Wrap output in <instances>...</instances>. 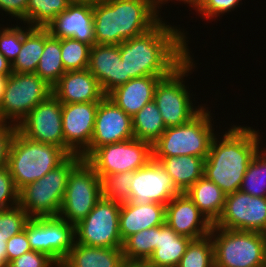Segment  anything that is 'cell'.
I'll use <instances>...</instances> for the list:
<instances>
[{"label": "cell", "mask_w": 266, "mask_h": 267, "mask_svg": "<svg viewBox=\"0 0 266 267\" xmlns=\"http://www.w3.org/2000/svg\"><path fill=\"white\" fill-rule=\"evenodd\" d=\"M162 20L149 31L119 44L125 83L142 76H168L190 56L184 30Z\"/></svg>", "instance_id": "cell-1"}, {"label": "cell", "mask_w": 266, "mask_h": 267, "mask_svg": "<svg viewBox=\"0 0 266 267\" xmlns=\"http://www.w3.org/2000/svg\"><path fill=\"white\" fill-rule=\"evenodd\" d=\"M256 129L233 125L218 140L214 136L204 162V176L228 195L240 190L248 166L260 149Z\"/></svg>", "instance_id": "cell-2"}, {"label": "cell", "mask_w": 266, "mask_h": 267, "mask_svg": "<svg viewBox=\"0 0 266 267\" xmlns=\"http://www.w3.org/2000/svg\"><path fill=\"white\" fill-rule=\"evenodd\" d=\"M161 19L152 0H98L93 4L95 44L119 45L149 31Z\"/></svg>", "instance_id": "cell-3"}, {"label": "cell", "mask_w": 266, "mask_h": 267, "mask_svg": "<svg viewBox=\"0 0 266 267\" xmlns=\"http://www.w3.org/2000/svg\"><path fill=\"white\" fill-rule=\"evenodd\" d=\"M69 156L63 148L33 141L16 130L9 146L7 167L20 191L57 168Z\"/></svg>", "instance_id": "cell-4"}, {"label": "cell", "mask_w": 266, "mask_h": 267, "mask_svg": "<svg viewBox=\"0 0 266 267\" xmlns=\"http://www.w3.org/2000/svg\"><path fill=\"white\" fill-rule=\"evenodd\" d=\"M81 155H70L61 165L41 179L24 186L19 191V206L30 218L59 215L67 180L72 169L82 160Z\"/></svg>", "instance_id": "cell-5"}, {"label": "cell", "mask_w": 266, "mask_h": 267, "mask_svg": "<svg viewBox=\"0 0 266 267\" xmlns=\"http://www.w3.org/2000/svg\"><path fill=\"white\" fill-rule=\"evenodd\" d=\"M207 109V110H206ZM211 113L204 108L186 124L168 127L152 145L153 157L195 156L207 158L215 135Z\"/></svg>", "instance_id": "cell-6"}, {"label": "cell", "mask_w": 266, "mask_h": 267, "mask_svg": "<svg viewBox=\"0 0 266 267\" xmlns=\"http://www.w3.org/2000/svg\"><path fill=\"white\" fill-rule=\"evenodd\" d=\"M215 267H265L266 234L212 225Z\"/></svg>", "instance_id": "cell-7"}, {"label": "cell", "mask_w": 266, "mask_h": 267, "mask_svg": "<svg viewBox=\"0 0 266 267\" xmlns=\"http://www.w3.org/2000/svg\"><path fill=\"white\" fill-rule=\"evenodd\" d=\"M191 56L157 83L153 100L166 128L186 124L204 109L201 105L193 106L190 91L183 81L184 77L188 76L194 67L196 68Z\"/></svg>", "instance_id": "cell-8"}, {"label": "cell", "mask_w": 266, "mask_h": 267, "mask_svg": "<svg viewBox=\"0 0 266 267\" xmlns=\"http://www.w3.org/2000/svg\"><path fill=\"white\" fill-rule=\"evenodd\" d=\"M51 95L52 86L36 73L12 72L0 102V121L18 126L36 105Z\"/></svg>", "instance_id": "cell-9"}, {"label": "cell", "mask_w": 266, "mask_h": 267, "mask_svg": "<svg viewBox=\"0 0 266 267\" xmlns=\"http://www.w3.org/2000/svg\"><path fill=\"white\" fill-rule=\"evenodd\" d=\"M102 197L100 177L82 159L70 172L59 217L76 225L84 219Z\"/></svg>", "instance_id": "cell-10"}, {"label": "cell", "mask_w": 266, "mask_h": 267, "mask_svg": "<svg viewBox=\"0 0 266 267\" xmlns=\"http://www.w3.org/2000/svg\"><path fill=\"white\" fill-rule=\"evenodd\" d=\"M121 203L101 197L89 214L75 225V243L94 247L122 248L119 232Z\"/></svg>", "instance_id": "cell-11"}, {"label": "cell", "mask_w": 266, "mask_h": 267, "mask_svg": "<svg viewBox=\"0 0 266 267\" xmlns=\"http://www.w3.org/2000/svg\"><path fill=\"white\" fill-rule=\"evenodd\" d=\"M151 159H153L152 145L133 138L98 147L86 161L101 178L103 175L134 172Z\"/></svg>", "instance_id": "cell-12"}, {"label": "cell", "mask_w": 266, "mask_h": 267, "mask_svg": "<svg viewBox=\"0 0 266 267\" xmlns=\"http://www.w3.org/2000/svg\"><path fill=\"white\" fill-rule=\"evenodd\" d=\"M30 248L61 265L75 244V225L56 217L30 218L26 223Z\"/></svg>", "instance_id": "cell-13"}, {"label": "cell", "mask_w": 266, "mask_h": 267, "mask_svg": "<svg viewBox=\"0 0 266 267\" xmlns=\"http://www.w3.org/2000/svg\"><path fill=\"white\" fill-rule=\"evenodd\" d=\"M214 226L266 234V197L240 190L226 195L223 212Z\"/></svg>", "instance_id": "cell-14"}, {"label": "cell", "mask_w": 266, "mask_h": 267, "mask_svg": "<svg viewBox=\"0 0 266 267\" xmlns=\"http://www.w3.org/2000/svg\"><path fill=\"white\" fill-rule=\"evenodd\" d=\"M17 130L33 141L64 149L62 103L52 94L27 114Z\"/></svg>", "instance_id": "cell-15"}, {"label": "cell", "mask_w": 266, "mask_h": 267, "mask_svg": "<svg viewBox=\"0 0 266 267\" xmlns=\"http://www.w3.org/2000/svg\"><path fill=\"white\" fill-rule=\"evenodd\" d=\"M134 138L132 117L105 96L98 105L90 146L81 154L86 160L98 147Z\"/></svg>", "instance_id": "cell-16"}, {"label": "cell", "mask_w": 266, "mask_h": 267, "mask_svg": "<svg viewBox=\"0 0 266 267\" xmlns=\"http://www.w3.org/2000/svg\"><path fill=\"white\" fill-rule=\"evenodd\" d=\"M180 193L161 164L151 159L145 166L133 172L128 202L166 205Z\"/></svg>", "instance_id": "cell-17"}, {"label": "cell", "mask_w": 266, "mask_h": 267, "mask_svg": "<svg viewBox=\"0 0 266 267\" xmlns=\"http://www.w3.org/2000/svg\"><path fill=\"white\" fill-rule=\"evenodd\" d=\"M99 102L62 104L64 150L81 155L91 143Z\"/></svg>", "instance_id": "cell-18"}, {"label": "cell", "mask_w": 266, "mask_h": 267, "mask_svg": "<svg viewBox=\"0 0 266 267\" xmlns=\"http://www.w3.org/2000/svg\"><path fill=\"white\" fill-rule=\"evenodd\" d=\"M165 222L179 235L193 240L210 234L212 224L183 192L166 204Z\"/></svg>", "instance_id": "cell-19"}, {"label": "cell", "mask_w": 266, "mask_h": 267, "mask_svg": "<svg viewBox=\"0 0 266 267\" xmlns=\"http://www.w3.org/2000/svg\"><path fill=\"white\" fill-rule=\"evenodd\" d=\"M87 69L98 80L106 96L125 84V68L119 45L94 44L90 48Z\"/></svg>", "instance_id": "cell-20"}, {"label": "cell", "mask_w": 266, "mask_h": 267, "mask_svg": "<svg viewBox=\"0 0 266 267\" xmlns=\"http://www.w3.org/2000/svg\"><path fill=\"white\" fill-rule=\"evenodd\" d=\"M47 28L54 37L72 38L92 47L95 44L93 5L70 4Z\"/></svg>", "instance_id": "cell-21"}, {"label": "cell", "mask_w": 266, "mask_h": 267, "mask_svg": "<svg viewBox=\"0 0 266 267\" xmlns=\"http://www.w3.org/2000/svg\"><path fill=\"white\" fill-rule=\"evenodd\" d=\"M52 94L62 104L100 102L106 96L88 69L67 71L52 87Z\"/></svg>", "instance_id": "cell-22"}, {"label": "cell", "mask_w": 266, "mask_h": 267, "mask_svg": "<svg viewBox=\"0 0 266 267\" xmlns=\"http://www.w3.org/2000/svg\"><path fill=\"white\" fill-rule=\"evenodd\" d=\"M166 205L155 202H122L119 214V232L124 242L131 235L165 223Z\"/></svg>", "instance_id": "cell-23"}, {"label": "cell", "mask_w": 266, "mask_h": 267, "mask_svg": "<svg viewBox=\"0 0 266 267\" xmlns=\"http://www.w3.org/2000/svg\"><path fill=\"white\" fill-rule=\"evenodd\" d=\"M167 76H142L112 90L110 98L125 113L133 117L145 104L154 99L157 83Z\"/></svg>", "instance_id": "cell-24"}, {"label": "cell", "mask_w": 266, "mask_h": 267, "mask_svg": "<svg viewBox=\"0 0 266 267\" xmlns=\"http://www.w3.org/2000/svg\"><path fill=\"white\" fill-rule=\"evenodd\" d=\"M192 240L177 234L165 222L157 226V247L146 262L151 267H177Z\"/></svg>", "instance_id": "cell-25"}, {"label": "cell", "mask_w": 266, "mask_h": 267, "mask_svg": "<svg viewBox=\"0 0 266 267\" xmlns=\"http://www.w3.org/2000/svg\"><path fill=\"white\" fill-rule=\"evenodd\" d=\"M122 248L94 247L75 243L61 267H120Z\"/></svg>", "instance_id": "cell-26"}, {"label": "cell", "mask_w": 266, "mask_h": 267, "mask_svg": "<svg viewBox=\"0 0 266 267\" xmlns=\"http://www.w3.org/2000/svg\"><path fill=\"white\" fill-rule=\"evenodd\" d=\"M171 176L176 188L186 192L197 180L204 176L205 158L195 156L153 157Z\"/></svg>", "instance_id": "cell-27"}, {"label": "cell", "mask_w": 266, "mask_h": 267, "mask_svg": "<svg viewBox=\"0 0 266 267\" xmlns=\"http://www.w3.org/2000/svg\"><path fill=\"white\" fill-rule=\"evenodd\" d=\"M185 193L212 225L218 221L225 206L226 194L214 182L203 176Z\"/></svg>", "instance_id": "cell-28"}, {"label": "cell", "mask_w": 266, "mask_h": 267, "mask_svg": "<svg viewBox=\"0 0 266 267\" xmlns=\"http://www.w3.org/2000/svg\"><path fill=\"white\" fill-rule=\"evenodd\" d=\"M27 27L24 29L21 51L11 64L15 73H35L44 51L45 27Z\"/></svg>", "instance_id": "cell-29"}, {"label": "cell", "mask_w": 266, "mask_h": 267, "mask_svg": "<svg viewBox=\"0 0 266 267\" xmlns=\"http://www.w3.org/2000/svg\"><path fill=\"white\" fill-rule=\"evenodd\" d=\"M35 73L52 87L66 73L62 62L61 39L54 37L47 27L44 51Z\"/></svg>", "instance_id": "cell-30"}, {"label": "cell", "mask_w": 266, "mask_h": 267, "mask_svg": "<svg viewBox=\"0 0 266 267\" xmlns=\"http://www.w3.org/2000/svg\"><path fill=\"white\" fill-rule=\"evenodd\" d=\"M134 139L153 145L164 133L166 126L154 100L148 102L132 117Z\"/></svg>", "instance_id": "cell-31"}, {"label": "cell", "mask_w": 266, "mask_h": 267, "mask_svg": "<svg viewBox=\"0 0 266 267\" xmlns=\"http://www.w3.org/2000/svg\"><path fill=\"white\" fill-rule=\"evenodd\" d=\"M157 247V227L137 232L123 242V257L129 261H147Z\"/></svg>", "instance_id": "cell-32"}, {"label": "cell", "mask_w": 266, "mask_h": 267, "mask_svg": "<svg viewBox=\"0 0 266 267\" xmlns=\"http://www.w3.org/2000/svg\"><path fill=\"white\" fill-rule=\"evenodd\" d=\"M69 5L67 0H29L26 23L30 27H47Z\"/></svg>", "instance_id": "cell-33"}, {"label": "cell", "mask_w": 266, "mask_h": 267, "mask_svg": "<svg viewBox=\"0 0 266 267\" xmlns=\"http://www.w3.org/2000/svg\"><path fill=\"white\" fill-rule=\"evenodd\" d=\"M240 191L255 197H266V151L264 149L258 150L252 158L243 177Z\"/></svg>", "instance_id": "cell-34"}, {"label": "cell", "mask_w": 266, "mask_h": 267, "mask_svg": "<svg viewBox=\"0 0 266 267\" xmlns=\"http://www.w3.org/2000/svg\"><path fill=\"white\" fill-rule=\"evenodd\" d=\"M177 267H215L214 245L211 236L192 240Z\"/></svg>", "instance_id": "cell-35"}, {"label": "cell", "mask_w": 266, "mask_h": 267, "mask_svg": "<svg viewBox=\"0 0 266 267\" xmlns=\"http://www.w3.org/2000/svg\"><path fill=\"white\" fill-rule=\"evenodd\" d=\"M29 219L19 205L0 210V251H6L7 240L21 233Z\"/></svg>", "instance_id": "cell-36"}, {"label": "cell", "mask_w": 266, "mask_h": 267, "mask_svg": "<svg viewBox=\"0 0 266 267\" xmlns=\"http://www.w3.org/2000/svg\"><path fill=\"white\" fill-rule=\"evenodd\" d=\"M91 46L72 38H61L62 62L65 71L88 68Z\"/></svg>", "instance_id": "cell-37"}, {"label": "cell", "mask_w": 266, "mask_h": 267, "mask_svg": "<svg viewBox=\"0 0 266 267\" xmlns=\"http://www.w3.org/2000/svg\"><path fill=\"white\" fill-rule=\"evenodd\" d=\"M132 181L133 171L103 175L100 178L102 197L120 203L128 201Z\"/></svg>", "instance_id": "cell-38"}, {"label": "cell", "mask_w": 266, "mask_h": 267, "mask_svg": "<svg viewBox=\"0 0 266 267\" xmlns=\"http://www.w3.org/2000/svg\"><path fill=\"white\" fill-rule=\"evenodd\" d=\"M16 27H0V53L12 64L21 51L24 29Z\"/></svg>", "instance_id": "cell-39"}, {"label": "cell", "mask_w": 266, "mask_h": 267, "mask_svg": "<svg viewBox=\"0 0 266 267\" xmlns=\"http://www.w3.org/2000/svg\"><path fill=\"white\" fill-rule=\"evenodd\" d=\"M19 204V191L7 166L0 168V210Z\"/></svg>", "instance_id": "cell-40"}, {"label": "cell", "mask_w": 266, "mask_h": 267, "mask_svg": "<svg viewBox=\"0 0 266 267\" xmlns=\"http://www.w3.org/2000/svg\"><path fill=\"white\" fill-rule=\"evenodd\" d=\"M241 0H197L195 9L202 14L206 20L217 18L219 15L231 12L239 7Z\"/></svg>", "instance_id": "cell-41"}, {"label": "cell", "mask_w": 266, "mask_h": 267, "mask_svg": "<svg viewBox=\"0 0 266 267\" xmlns=\"http://www.w3.org/2000/svg\"><path fill=\"white\" fill-rule=\"evenodd\" d=\"M53 266L57 267L59 265L48 255L33 250L24 253L23 255L12 260L8 264V267H53Z\"/></svg>", "instance_id": "cell-42"}, {"label": "cell", "mask_w": 266, "mask_h": 267, "mask_svg": "<svg viewBox=\"0 0 266 267\" xmlns=\"http://www.w3.org/2000/svg\"><path fill=\"white\" fill-rule=\"evenodd\" d=\"M32 249L30 248L29 245V240L26 234V231L23 230L21 233L10 237L7 240V245H6V252H7V262L8 264L23 255L24 253H27L31 251Z\"/></svg>", "instance_id": "cell-43"}, {"label": "cell", "mask_w": 266, "mask_h": 267, "mask_svg": "<svg viewBox=\"0 0 266 267\" xmlns=\"http://www.w3.org/2000/svg\"><path fill=\"white\" fill-rule=\"evenodd\" d=\"M17 126L0 121V168L7 166L8 151Z\"/></svg>", "instance_id": "cell-44"}, {"label": "cell", "mask_w": 266, "mask_h": 267, "mask_svg": "<svg viewBox=\"0 0 266 267\" xmlns=\"http://www.w3.org/2000/svg\"><path fill=\"white\" fill-rule=\"evenodd\" d=\"M29 0H0V11L26 23V8Z\"/></svg>", "instance_id": "cell-45"}, {"label": "cell", "mask_w": 266, "mask_h": 267, "mask_svg": "<svg viewBox=\"0 0 266 267\" xmlns=\"http://www.w3.org/2000/svg\"><path fill=\"white\" fill-rule=\"evenodd\" d=\"M11 73V63L0 53V75L9 76Z\"/></svg>", "instance_id": "cell-46"}, {"label": "cell", "mask_w": 266, "mask_h": 267, "mask_svg": "<svg viewBox=\"0 0 266 267\" xmlns=\"http://www.w3.org/2000/svg\"><path fill=\"white\" fill-rule=\"evenodd\" d=\"M168 1H170V0H152V3L156 9L157 8L161 9V6H162L161 4H166V3H168ZM177 1H183L184 3L189 4L190 7H195V5L197 3V0H177Z\"/></svg>", "instance_id": "cell-47"}, {"label": "cell", "mask_w": 266, "mask_h": 267, "mask_svg": "<svg viewBox=\"0 0 266 267\" xmlns=\"http://www.w3.org/2000/svg\"><path fill=\"white\" fill-rule=\"evenodd\" d=\"M120 267H151L146 261L124 260Z\"/></svg>", "instance_id": "cell-48"}, {"label": "cell", "mask_w": 266, "mask_h": 267, "mask_svg": "<svg viewBox=\"0 0 266 267\" xmlns=\"http://www.w3.org/2000/svg\"><path fill=\"white\" fill-rule=\"evenodd\" d=\"M7 80H8V76L0 75V102L3 97V93L6 87Z\"/></svg>", "instance_id": "cell-49"}, {"label": "cell", "mask_w": 266, "mask_h": 267, "mask_svg": "<svg viewBox=\"0 0 266 267\" xmlns=\"http://www.w3.org/2000/svg\"><path fill=\"white\" fill-rule=\"evenodd\" d=\"M0 267H8L6 251H0Z\"/></svg>", "instance_id": "cell-50"}, {"label": "cell", "mask_w": 266, "mask_h": 267, "mask_svg": "<svg viewBox=\"0 0 266 267\" xmlns=\"http://www.w3.org/2000/svg\"><path fill=\"white\" fill-rule=\"evenodd\" d=\"M70 4H91L93 5L98 0H67Z\"/></svg>", "instance_id": "cell-51"}, {"label": "cell", "mask_w": 266, "mask_h": 267, "mask_svg": "<svg viewBox=\"0 0 266 267\" xmlns=\"http://www.w3.org/2000/svg\"><path fill=\"white\" fill-rule=\"evenodd\" d=\"M265 267H266V248H265Z\"/></svg>", "instance_id": "cell-52"}]
</instances>
